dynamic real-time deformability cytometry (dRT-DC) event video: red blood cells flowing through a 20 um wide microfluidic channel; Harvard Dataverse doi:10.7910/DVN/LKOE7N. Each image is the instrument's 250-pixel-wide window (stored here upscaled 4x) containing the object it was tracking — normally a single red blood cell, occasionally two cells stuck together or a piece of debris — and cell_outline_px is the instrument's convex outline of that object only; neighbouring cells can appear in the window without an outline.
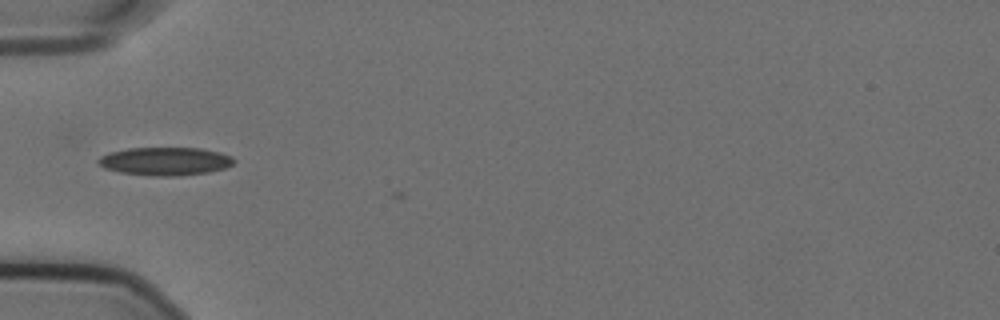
{"species": "Egyptian fruit bat (a non-hibernating species)", "species_latin": "Rousettus aegyptiacus", "temperature_condition": "cold", "stored_images_in_passage": 2, "camera_frame_rate_fps": 3000, "um_per_image_px": 0.085, "animal": {"sex": "female"}, "frame": {"image": 1, "passage_image": 1, "time_ms": 0.0, "image_size_px": [1000, 320], "cell_outline_px": [[236, 160], [232, 164], [224, 168], [208, 172], [176, 176], [156, 176], [120, 172], [104, 168], [96, 160], [100, 156], [108, 152], [128, 148], [200, 148], [220, 152], [232, 156]], "centroid_in_image_um": [14.03, 13.7], "position_along_channel_um": 71.0, "area_um2": 22.25}}